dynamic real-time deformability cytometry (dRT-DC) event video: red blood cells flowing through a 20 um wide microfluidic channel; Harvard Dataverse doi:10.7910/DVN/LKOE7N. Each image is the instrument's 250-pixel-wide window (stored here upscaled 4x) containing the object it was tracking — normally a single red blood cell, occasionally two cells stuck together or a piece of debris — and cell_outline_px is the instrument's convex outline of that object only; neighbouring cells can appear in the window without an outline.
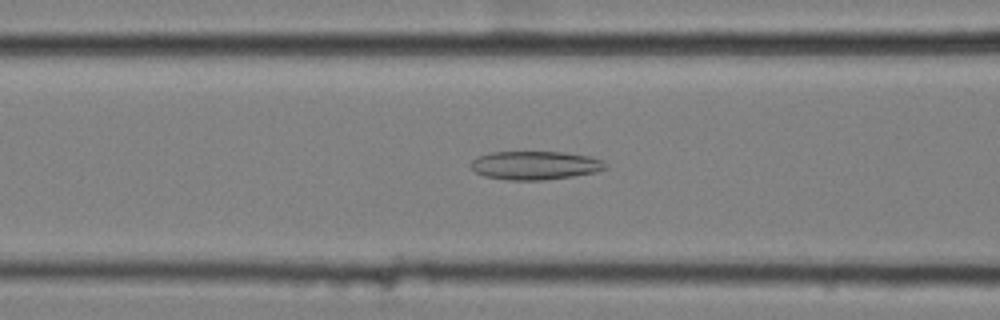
{"species": "common noctule bat (a hibernating species)", "species_latin": "Nyctalus noctula", "temperature_condition": "cold", "stored_images_in_passage": 38, "camera_frame_rate_fps": 3000, "um_per_image_px": 0.085, "animal": {"sex": "female", "body_mass_g": 25.1}, "frame": {"image": 1, "passage_image": 5, "time_ms": 1.333, "image_size_px": [1000, 320], "cell_outline_px": [[608, 168], [596, 172], [572, 176], [544, 180], [508, 180], [484, 176], [476, 172], [468, 164], [472, 160], [480, 156], [492, 152], [560, 152], [588, 156], [600, 160], [608, 164]], "centroid_in_image_um": [45.48, 14.06], "position_along_channel_um": 121.1, "area_um2": 22.31}}
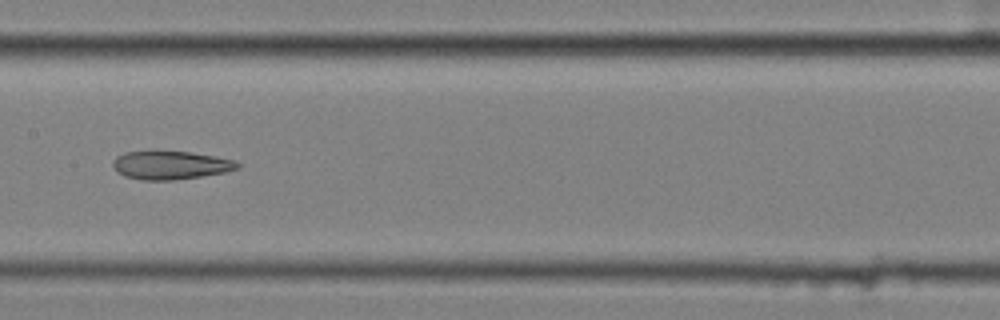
{"frame": {"image": 2, "passage_image": 11, "time_ms": 3.333, "image_size_px": [1000, 320], "cell_outline_px": [[240, 168], [224, 172], [200, 176], [172, 180], [140, 180], [124, 176], [116, 172], [112, 164], [112, 160], [116, 156], [124, 152], [152, 148], [188, 152], [216, 156], [236, 160], [240, 164]], "centroid_in_image_um": [14.42, 13.99], "position_along_channel_um": 193.0, "area_um2": 21.44}}
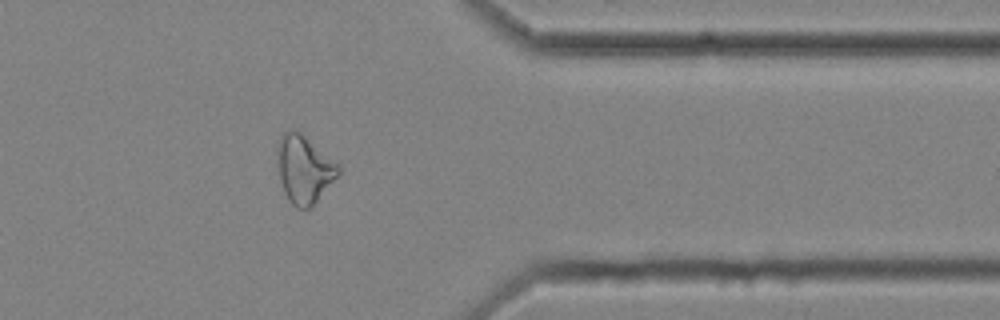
{"frame": {"image": 3, "passage_image": 28, "time_ms": 9.0, "image_size_px": [1000, 320], "cell_outline_px": [[340, 172], [312, 208], [296, 208], [288, 200], [284, 192], [280, 180], [276, 160], [276, 148], [280, 136], [284, 132], [292, 128], [296, 128], [340, 164]], "centroid_in_image_um": [25.83, 14.35], "position_along_channel_um": 385.6, "area_um2": 24.62}, "authors_computed_cell_mechanics": {"area_um2": 21.7617, "velocity_mm_per_s": 3.5899, "shape_relaxation_time_tau1_ms": null, "shape_relaxation_time_tau2_ms": 5.9586, "deformation_change_tau1": null, "deformation_change_tau2": 0.165}}